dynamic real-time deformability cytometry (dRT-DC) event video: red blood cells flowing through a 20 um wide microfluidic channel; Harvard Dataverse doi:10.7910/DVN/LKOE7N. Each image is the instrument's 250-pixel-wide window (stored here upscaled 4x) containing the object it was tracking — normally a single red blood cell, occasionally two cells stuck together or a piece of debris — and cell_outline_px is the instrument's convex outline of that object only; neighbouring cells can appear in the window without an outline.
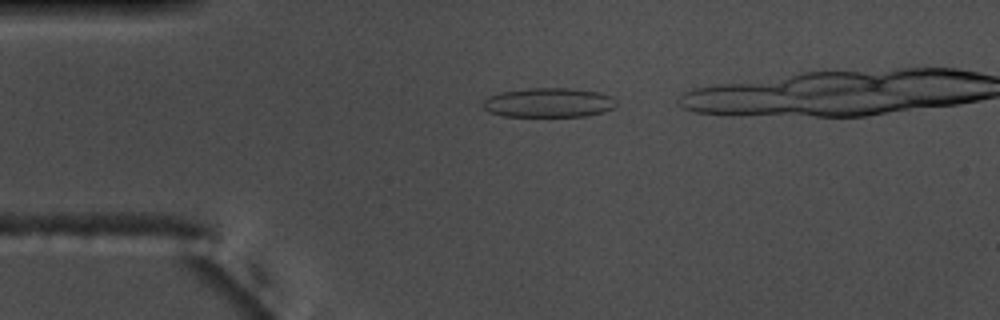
{"species": "common noctule bat (a hibernating species)", "species_latin": "Nyctalus noctula", "temperature_condition": "warm", "stored_images_in_passage": 35, "camera_frame_rate_fps": 3000, "um_per_image_px": 0.085, "animal": {"sex": "male", "body_mass_g": 17.5, "forearm_length_mm": 52.3}, "frame": {"image": 1, "passage_image": 4, "time_ms": 1.0, "image_size_px": [1000, 320], "cell_outline_px": [[616, 104], [612, 108], [604, 112], [588, 116], [504, 116], [488, 112], [480, 104], [488, 96], [500, 92], [528, 88], [568, 88], [600, 92], [612, 96], [616, 100]], "centroid_in_image_um": [46.62, 8.72], "position_along_channel_um": 38.4, "area_um2": 23.06}}
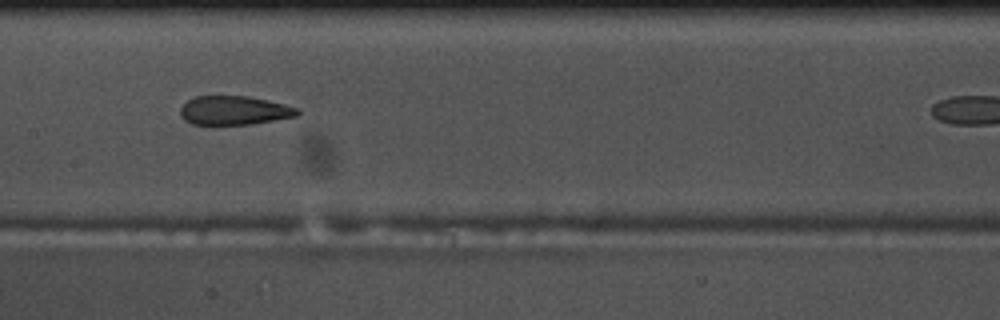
{"frame": {"image": 2, "passage_image": 18, "time_ms": 5.667, "image_size_px": [1000, 320], "cell_outline_px": [[300, 112], [296, 116], [252, 124], [192, 124], [184, 120], [180, 116], [180, 108], [188, 100], [196, 96], [248, 96], [268, 100], [300, 108]], "centroid_in_image_um": [19.91, 9.38], "position_along_channel_um": 187.5, "area_um2": 19.71}}
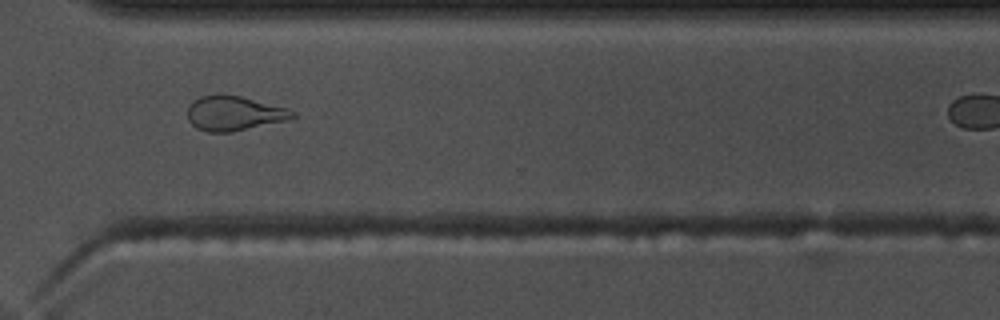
{"frame": {"image": 3, "passage_image": 31, "time_ms": 10.0, "image_size_px": [1000, 320], "cell_outline_px": [[296, 116], [288, 120], [232, 132], [208, 132], [196, 128], [188, 120], [188, 108], [192, 100], [200, 96], [216, 92], [224, 92], [288, 108], [296, 112]], "centroid_in_image_um": [19.88, 9.6], "position_along_channel_um": 350.7, "area_um2": 21.68}}